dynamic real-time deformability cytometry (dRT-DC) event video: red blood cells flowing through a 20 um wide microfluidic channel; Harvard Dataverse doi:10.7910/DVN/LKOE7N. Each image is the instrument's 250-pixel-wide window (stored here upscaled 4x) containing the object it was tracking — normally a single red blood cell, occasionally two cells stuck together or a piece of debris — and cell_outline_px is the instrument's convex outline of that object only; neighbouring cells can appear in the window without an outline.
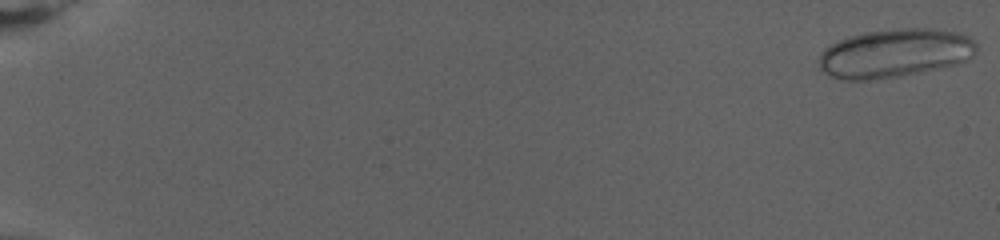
{"species": "human", "species_latin": "Homo sapiens", "temperature_condition": "warm", "stored_images_in_passage": 76, "camera_frame_rate_fps": 3000, "um_per_image_px": 0.085, "donor": {"sex": "female"}, "frame": {"image": 1, "passage_image": 1, "time_ms": 0.0, "image_size_px": [1000, 240], "cell_outline_px": [[976, 52], [968, 60], [956, 64], [900, 76], [876, 80], [844, 80], [828, 76], [820, 68], [816, 60], [820, 52], [824, 48], [840, 40], [864, 32], [908, 28], [928, 28], [956, 32], [968, 36], [976, 44]], "centroid_in_image_um": [76.01, 4.54], "position_along_channel_um": 9.0, "area_um2": 44.68}}
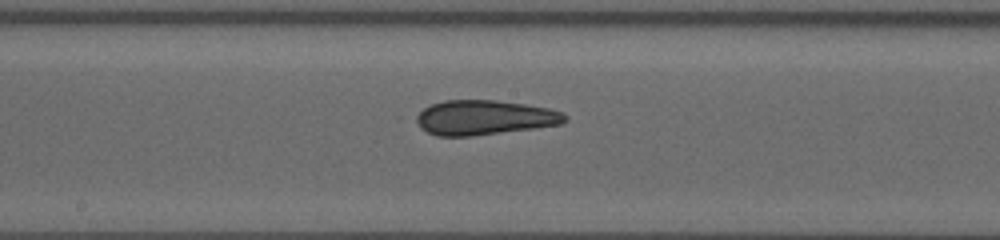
{"frame": {"image": 2, "passage_image": 44, "time_ms": 14.333, "image_size_px": [1000, 240], "cell_outline_px": [[568, 120], [560, 124], [532, 128], [472, 136], [436, 136], [420, 128], [412, 120], [412, 116], [424, 108], [432, 104], [444, 100], [496, 100], [524, 104], [548, 108], [564, 112], [568, 116]], "centroid_in_image_um": [41.11, 9.99], "position_along_channel_um": 207.1, "area_um2": 30.29}}
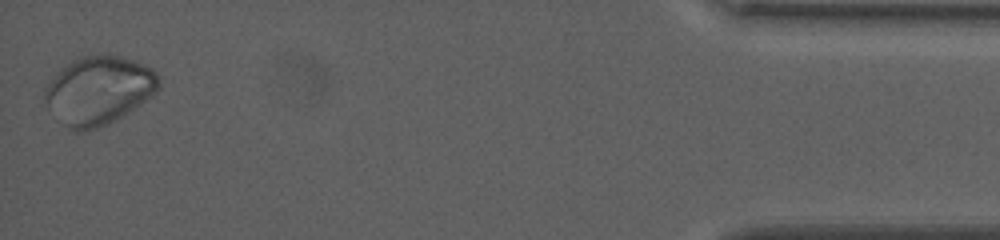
{"frame": {"image": 3, "passage_image": 76, "time_ms": 25.0, "image_size_px": [1000, 240], "cell_outline_px": [[160, 88], [144, 100], [116, 120], [108, 124], [84, 132], [76, 132], [64, 124], [44, 100], [44, 88], [60, 68], [76, 56], [104, 52], [108, 52], [136, 60], [152, 68], [160, 76]], "centroid_in_image_um": [8.4, 7.61], "position_along_channel_um": 426.8, "area_um2": 45.78}, "authors_computed_cell_mechanics": {"area_um2": 33.5818, "velocity_mm_per_s": 2.7534, "shape_relaxation_time_tau1_ms": 5.6488, "shape_relaxation_time_tau2_ms": null, "deformation_change_tau1": 0.0653, "deformation_change_tau2": null}}